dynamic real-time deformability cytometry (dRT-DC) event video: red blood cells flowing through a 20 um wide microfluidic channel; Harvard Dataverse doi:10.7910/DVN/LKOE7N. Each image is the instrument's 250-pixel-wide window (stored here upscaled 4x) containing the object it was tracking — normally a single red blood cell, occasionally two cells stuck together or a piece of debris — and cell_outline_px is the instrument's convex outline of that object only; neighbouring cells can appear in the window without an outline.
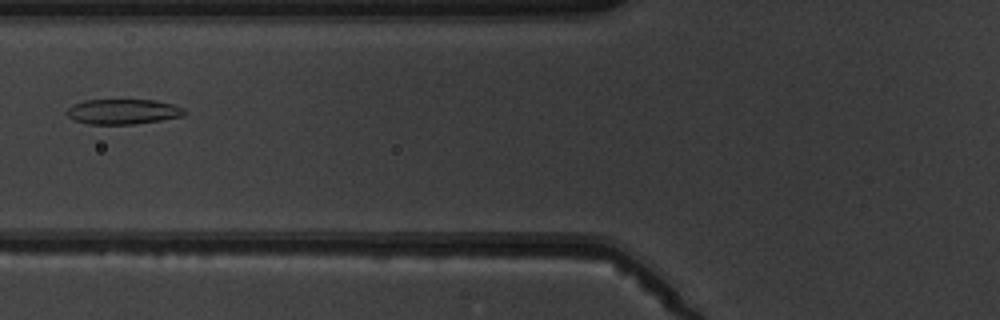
{"species": "common noctule bat (a hibernating species)", "species_latin": "Nyctalus noctula", "temperature_condition": "warm", "stored_images_in_passage": 6, "camera_frame_rate_fps": 3000, "um_per_image_px": 0.085, "animal": {"sex": "male", "body_mass_g": 19.5, "forearm_length_mm": 54.6}, "frame": {"image": 1, "passage_image": 6, "time_ms": 5.667, "image_size_px": [1000, 320], "cell_outline_px": [[188, 112], [184, 116], [160, 120], [132, 124], [88, 124], [76, 120], [68, 116], [64, 112], [72, 104], [84, 100], [156, 100], [172, 104], [184, 108]], "centroid_in_image_um": [10.46, 9.48], "position_along_channel_um": 115.3, "area_um2": 17.28}}